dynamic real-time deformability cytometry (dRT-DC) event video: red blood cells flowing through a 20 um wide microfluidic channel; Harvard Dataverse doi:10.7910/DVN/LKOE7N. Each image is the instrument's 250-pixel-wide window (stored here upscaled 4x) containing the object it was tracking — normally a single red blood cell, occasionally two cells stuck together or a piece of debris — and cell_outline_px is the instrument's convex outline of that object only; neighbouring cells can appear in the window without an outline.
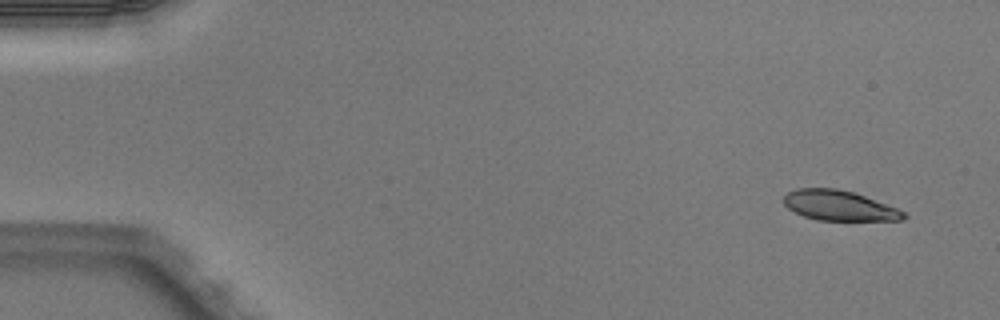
{"species": "Egyptian fruit bat (a non-hibernating species)", "species_latin": "Rousettus aegyptiacus", "temperature_condition": "warm", "stored_images_in_passage": 4, "camera_frame_rate_fps": 3000, "um_per_image_px": 0.085, "animal": {"sex": "male"}, "frame": {"image": 1, "passage_image": 1, "time_ms": 0.0, "image_size_px": [1000, 320], "cell_outline_px": [[908, 216], [904, 220], [816, 220], [804, 216], [788, 208], [784, 204], [784, 196], [788, 192], [796, 188], [836, 188], [852, 192], [864, 196], [896, 208], [904, 212]], "centroid_in_image_um": [71.31, 17.47], "position_along_channel_um": 13.7, "area_um2": 20.81}}